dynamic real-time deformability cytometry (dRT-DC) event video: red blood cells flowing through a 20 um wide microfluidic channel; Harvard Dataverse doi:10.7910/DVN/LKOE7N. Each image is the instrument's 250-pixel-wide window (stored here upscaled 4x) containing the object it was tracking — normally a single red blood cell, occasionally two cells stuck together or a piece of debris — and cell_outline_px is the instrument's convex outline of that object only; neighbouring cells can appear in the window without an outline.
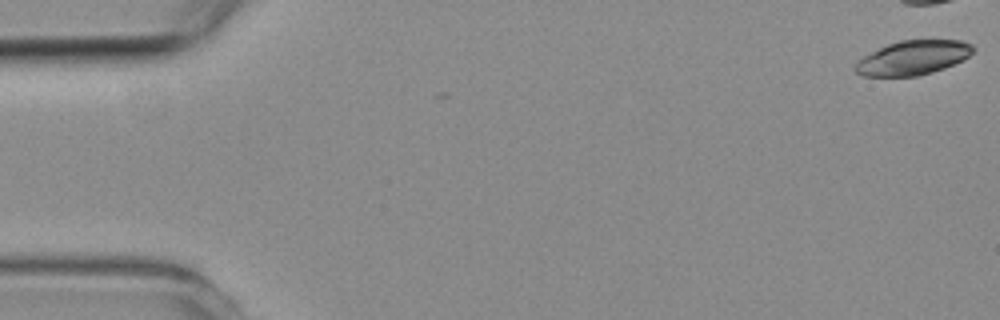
{"species": "common noctule bat (a hibernating species)", "species_latin": "Nyctalus noctula", "temperature_condition": "room temperature", "stored_images_in_passage": 5, "camera_frame_rate_fps": 3000, "um_per_image_px": 0.085, "animal": {"sex": "female", "body_mass_g": 19.3, "forearm_length_mm": 54.1}, "frame": {"image": 1, "passage_image": 1, "time_ms": 0.0, "image_size_px": [1000, 320], "cell_outline_px": [[976, 48], [964, 60], [944, 68], [932, 72], [916, 76], [864, 76], [856, 72], [852, 68], [864, 56], [888, 44], [900, 40], [960, 40], [972, 44]], "centroid_in_image_um": [77.63, 4.91], "position_along_channel_um": 7.4, "area_um2": 23.41}}